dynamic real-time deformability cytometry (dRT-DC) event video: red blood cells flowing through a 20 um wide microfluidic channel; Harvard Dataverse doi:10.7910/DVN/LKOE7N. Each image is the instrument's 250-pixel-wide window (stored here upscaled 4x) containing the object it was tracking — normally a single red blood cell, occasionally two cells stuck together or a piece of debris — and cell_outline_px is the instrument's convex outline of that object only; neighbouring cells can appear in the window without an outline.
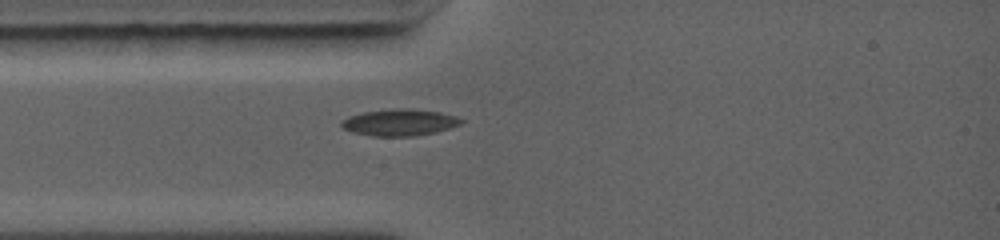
{"species": "common noctule bat (a hibernating species)", "species_latin": "Nyctalus noctula", "temperature_condition": "warm", "stored_images_in_passage": 46, "camera_frame_rate_fps": 5000, "um_per_image_px": 0.085, "animal": {"sex": "female", "body_mass_g": 19.0, "forearm_length_mm": 56.7}, "frame": {"image": 1, "passage_image": 2, "time_ms": 0.4, "image_size_px": [1000, 240], "cell_outline_px": [[464, 120], [460, 124], [436, 132], [412, 136], [372, 136], [352, 132], [344, 128], [340, 124], [340, 120], [348, 116], [364, 112], [392, 108], [412, 108], [440, 112], [456, 116]], "centroid_in_image_um": [33.94, 10.39], "position_along_channel_um": 51.1, "area_um2": 18.67}}
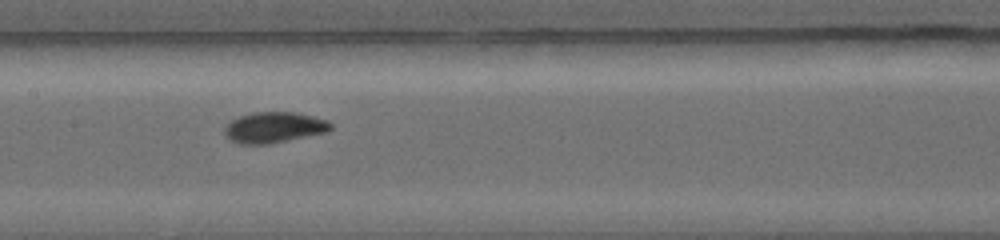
{"frame": {"image": 2, "passage_image": 10, "time_ms": 3.4, "image_size_px": [1000, 240], "cell_outline_px": [[332, 128], [328, 132], [268, 144], [236, 144], [228, 140], [224, 136], [224, 128], [236, 116], [252, 112], [296, 112], [328, 120], [332, 124]], "centroid_in_image_um": [23.26, 10.83], "position_along_channel_um": 184.1, "area_um2": 19.36}}
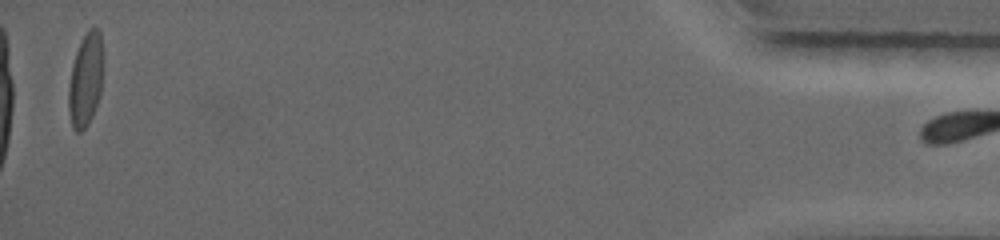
{"frame": {"image": 3, "passage_image": 45, "time_ms": 11.8, "image_size_px": [1000, 240], "cell_outline_px": [[104, 60], [100, 96], [92, 116], [88, 124], [80, 132], [76, 132], [72, 128], [68, 108], [68, 88], [72, 64], [76, 52], [88, 28], [96, 28], [100, 32], [104, 56]], "centroid_in_image_um": [7.29, 6.78], "position_along_channel_um": 427.9, "area_um2": 19.13}}